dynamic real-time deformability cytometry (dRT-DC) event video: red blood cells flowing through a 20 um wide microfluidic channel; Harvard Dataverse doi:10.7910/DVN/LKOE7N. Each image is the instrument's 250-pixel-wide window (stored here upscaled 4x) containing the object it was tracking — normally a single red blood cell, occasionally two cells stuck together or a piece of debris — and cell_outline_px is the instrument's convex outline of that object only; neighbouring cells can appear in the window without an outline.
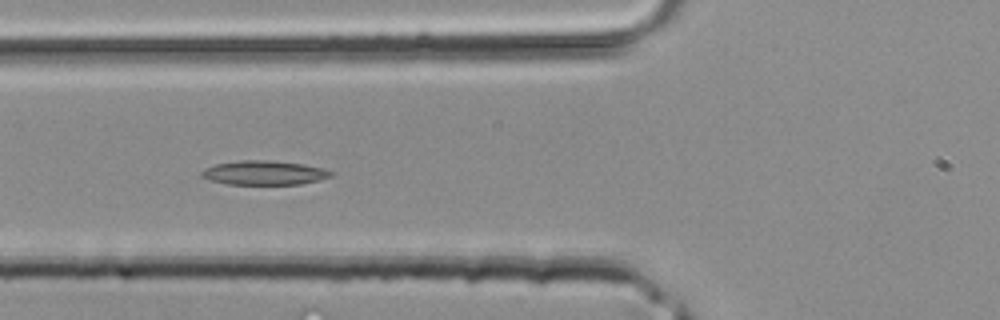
{"species": "common noctule bat (a hibernating species)", "species_latin": "Nyctalus noctula", "temperature_condition": "room temperature", "stored_images_in_passage": 33, "camera_frame_rate_fps": 3000, "um_per_image_px": 0.085, "animal": {"sex": "male", "body_mass_g": 20.4}, "frame": {"image": 1, "passage_image": 9, "time_ms": 2.667, "image_size_px": [1000, 320], "cell_outline_px": [[336, 172], [332, 176], [320, 180], [300, 184], [228, 184], [212, 180], [200, 176], [200, 172], [204, 168], [216, 164], [240, 160], [268, 160], [304, 164], [324, 168]], "centroid_in_image_um": [22.5, 14.68], "position_along_channel_um": 103.3, "area_um2": 18.32}}
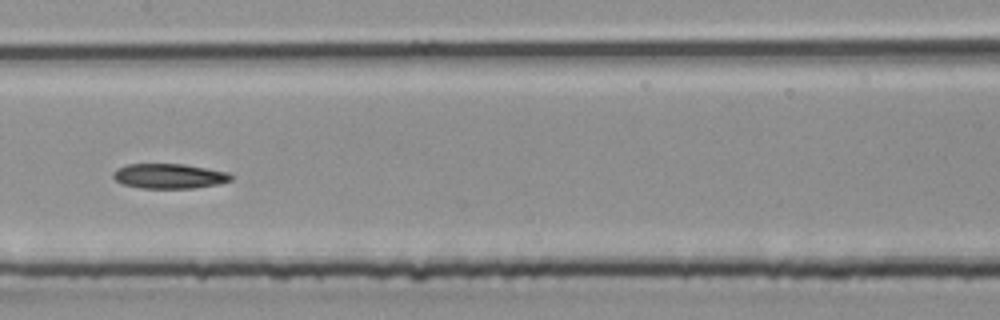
{"frame": {"image": 2, "passage_image": 14, "time_ms": 4.333, "image_size_px": [1000, 320], "cell_outline_px": [[232, 180], [216, 184], [192, 188], [140, 188], [124, 184], [116, 180], [112, 176], [112, 172], [116, 168], [128, 164], [184, 164], [228, 172], [232, 176]], "centroid_in_image_um": [14.35, 14.96], "position_along_channel_um": 193.1, "area_um2": 16.99}}
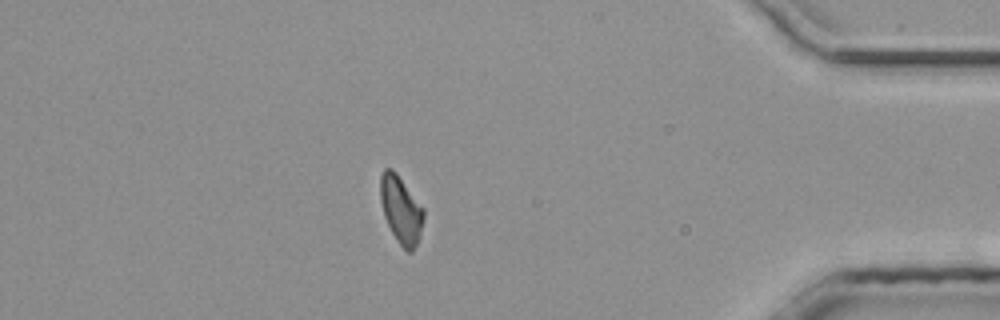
{"frame": {"image": 3, "passage_image": 28, "time_ms": 9.0, "image_size_px": [1000, 320], "cell_outline_px": [[424, 216], [420, 232], [416, 244], [412, 252], [408, 252], [396, 240], [384, 216], [380, 200], [380, 176], [384, 168], [392, 168], [396, 172], [424, 208]], "centroid_in_image_um": [34.07, 17.79], "position_along_channel_um": 401.1, "area_um2": 16.88}}